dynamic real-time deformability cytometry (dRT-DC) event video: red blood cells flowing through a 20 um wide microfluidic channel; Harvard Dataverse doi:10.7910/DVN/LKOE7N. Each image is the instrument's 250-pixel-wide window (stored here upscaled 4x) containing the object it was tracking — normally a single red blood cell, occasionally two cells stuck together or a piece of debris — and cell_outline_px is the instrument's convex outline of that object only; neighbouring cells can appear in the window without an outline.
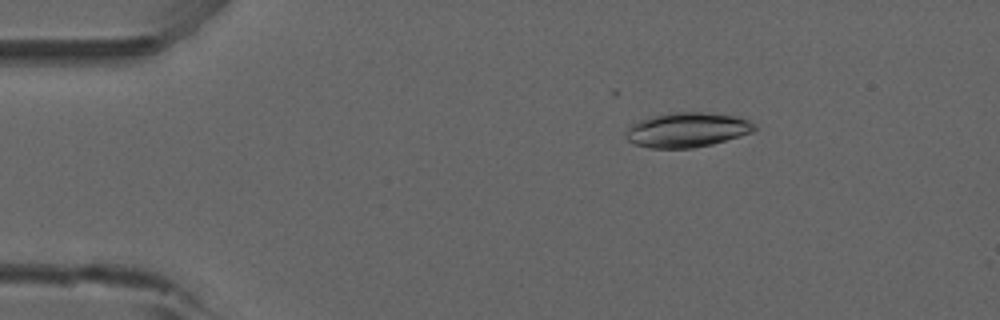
{"species": "common noctule bat (a hibernating species)", "species_latin": "Nyctalus noctula", "temperature_condition": "room temperature", "stored_images_in_passage": 53, "camera_frame_rate_fps": 3000, "um_per_image_px": 0.085, "animal": {"sex": "male", "forearm_length_mm": 52.5}, "frame": {"image": 1, "passage_image": 9, "time_ms": 2.667, "image_size_px": [1000, 320], "cell_outline_px": [[756, 128], [752, 132], [740, 136], [712, 144], [692, 148], [648, 148], [636, 144], [628, 140], [624, 136], [628, 128], [632, 124], [640, 120], [652, 116], [672, 112], [700, 112], [736, 116], [748, 120], [756, 124]], "centroid_in_image_um": [58.4, 11.04], "position_along_channel_um": 26.6, "area_um2": 25.89}}
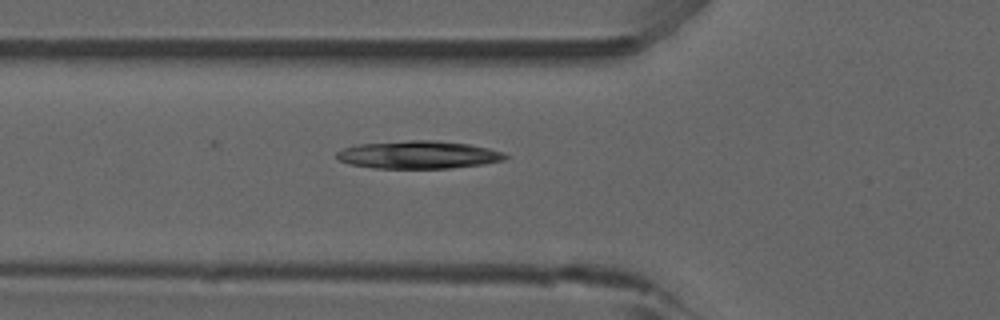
{"frame": {"image": 2, "passage_image": 19, "time_ms": 6.0, "image_size_px": [1000, 320], "cell_outline_px": [[508, 156], [504, 160], [484, 164], [448, 168], [376, 168], [348, 164], [340, 160], [336, 156], [336, 152], [344, 148], [360, 144], [408, 140], [436, 140], [468, 144], [488, 148], [504, 152]], "centroid_in_image_um": [35.58, 13.15], "position_along_channel_um": 90.2, "area_um2": 27.22}}
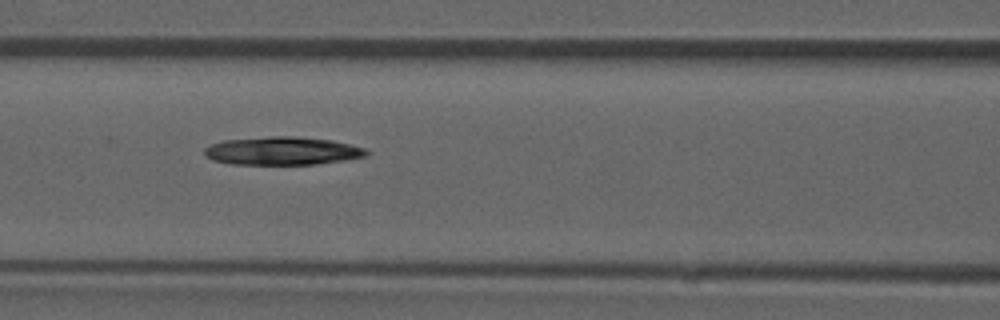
{"frame": {"image": 3, "passage_image": 23, "time_ms": 7.333, "image_size_px": [1000, 320], "cell_outline_px": [[368, 156], [344, 160], [316, 164], [232, 164], [212, 160], [204, 152], [204, 148], [212, 144], [224, 140], [272, 136], [296, 136], [332, 140], [364, 148], [368, 152]], "centroid_in_image_um": [24.0, 12.82], "position_along_channel_um": 142.6, "area_um2": 26.41}}